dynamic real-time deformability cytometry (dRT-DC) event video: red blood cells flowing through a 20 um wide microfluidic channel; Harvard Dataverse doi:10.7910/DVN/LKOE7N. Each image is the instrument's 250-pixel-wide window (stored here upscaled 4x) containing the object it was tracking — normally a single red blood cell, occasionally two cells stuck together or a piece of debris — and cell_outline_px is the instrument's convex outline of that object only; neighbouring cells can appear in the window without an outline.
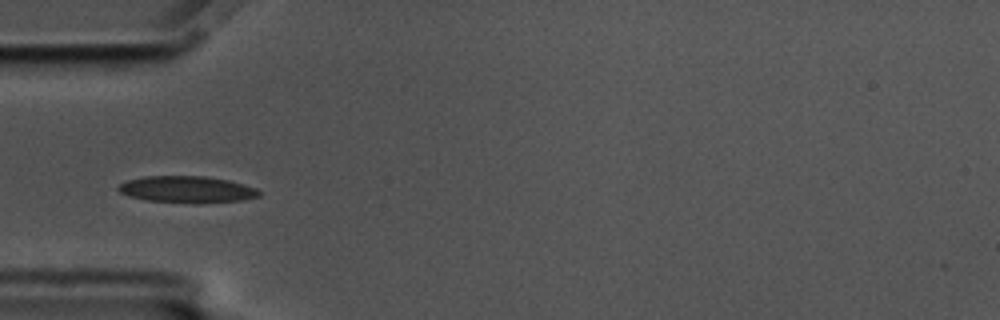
{"species": "common noctule bat (a hibernating species)", "species_latin": "Nyctalus noctula", "temperature_condition": "cold", "stored_images_in_passage": 4, "camera_frame_rate_fps": 3000, "um_per_image_px": 0.085, "animal": {"sex": "male", "body_mass_g": 17.5, "forearm_length_mm": 52.3}, "frame": {"image": 1, "passage_image": 1, "time_ms": 0.0, "image_size_px": [1000, 320], "cell_outline_px": [[260, 196], [244, 200], [200, 204], [196, 204], [144, 200], [128, 196], [120, 192], [116, 188], [120, 184], [128, 180], [144, 176], [204, 176], [228, 180], [244, 184], [256, 188], [260, 192]], "centroid_in_image_um": [15.9, 16.12], "position_along_channel_um": 69.1, "area_um2": 22.2}}